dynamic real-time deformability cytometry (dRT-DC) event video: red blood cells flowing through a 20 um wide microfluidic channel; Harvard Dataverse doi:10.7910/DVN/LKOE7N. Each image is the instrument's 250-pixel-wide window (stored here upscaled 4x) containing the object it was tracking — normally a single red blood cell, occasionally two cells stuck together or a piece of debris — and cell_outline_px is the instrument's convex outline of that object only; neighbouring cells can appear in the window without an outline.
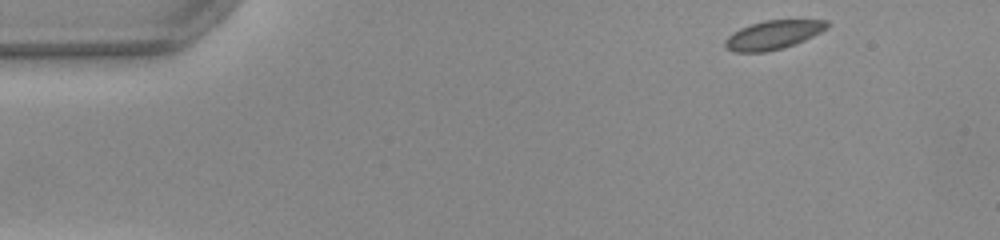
{"species": "common noctule bat (a hibernating species)", "species_latin": "Nyctalus noctula", "temperature_condition": "warm", "stored_images_in_passage": 46, "camera_frame_rate_fps": 3000, "um_per_image_px": 0.085, "animal": {"sex": "female", "body_mass_g": 22.0, "forearm_length_mm": 56.7}, "frame": {"image": 1, "passage_image": 1, "time_ms": 0.0, "image_size_px": [1000, 240], "cell_outline_px": [[828, 28], [804, 40], [780, 48], [764, 52], [736, 52], [728, 48], [724, 44], [724, 40], [732, 32], [740, 28], [764, 20], [828, 20]], "centroid_in_image_um": [65.7, 2.95], "position_along_channel_um": 19.3, "area_um2": 16.82}}
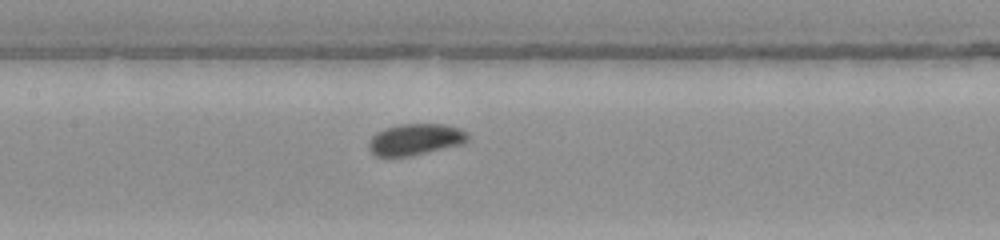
{"frame": {"image": 2, "passage_image": 20, "time_ms": 6.333, "image_size_px": [1000, 240], "cell_outline_px": [[468, 140], [464, 144], [412, 156], [376, 156], [368, 148], [368, 140], [376, 132], [384, 128], [400, 124], [444, 124], [460, 128], [468, 132]], "centroid_in_image_um": [35.32, 11.85], "position_along_channel_um": 172.1, "area_um2": 18.38}}
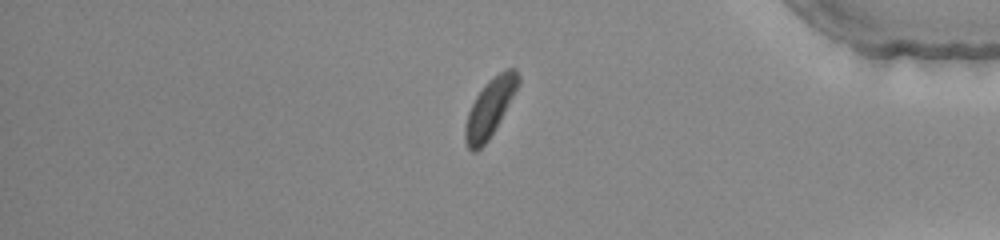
{"frame": {"image": 3, "passage_image": 39, "time_ms": 12.667, "image_size_px": [1000, 240], "cell_outline_px": [[520, 84], [488, 140], [476, 152], [472, 152], [468, 148], [464, 140], [464, 128], [468, 112], [476, 96], [484, 84], [488, 80], [504, 68], [516, 68], [520, 76]], "centroid_in_image_um": [41.64, 9.13], "position_along_channel_um": 393.6, "area_um2": 17.86}, "authors_computed_cell_mechanics": {"area_um2": 17.7157, "velocity_mm_per_s": 3.9267, "shape_relaxation_time_tau1_ms": 1.4471, "shape_relaxation_time_tau2_ms": null, "deformation_change_tau1": 0.0549, "deformation_change_tau2": null}}